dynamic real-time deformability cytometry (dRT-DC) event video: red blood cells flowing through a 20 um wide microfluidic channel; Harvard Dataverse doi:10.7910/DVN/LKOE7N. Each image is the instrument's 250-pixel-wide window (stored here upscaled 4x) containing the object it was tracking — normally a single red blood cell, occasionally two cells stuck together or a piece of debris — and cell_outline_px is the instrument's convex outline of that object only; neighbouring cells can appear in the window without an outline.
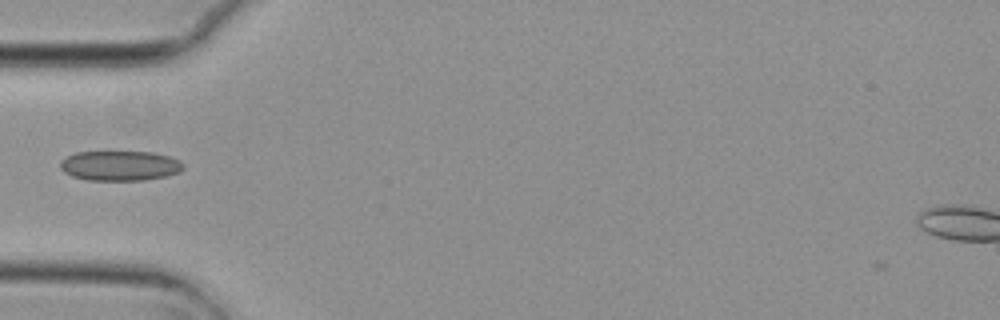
{"species": "common noctule bat (a hibernating species)", "species_latin": "Nyctalus noctula", "temperature_condition": "cold", "stored_images_in_passage": 2, "camera_frame_rate_fps": 3000, "um_per_image_px": 0.085, "animal": {"sex": "female", "body_mass_g": 29.2, "forearm_length_mm": 56.3}, "frame": {"image": 1, "passage_image": 1, "time_ms": 0.0, "image_size_px": [1000, 320], "cell_outline_px": [[184, 168], [180, 172], [164, 176], [144, 180], [88, 180], [72, 176], [64, 172], [60, 168], [60, 160], [76, 152], [152, 152], [168, 156], [180, 160], [184, 164]], "centroid_in_image_um": [10.19, 14.08], "position_along_channel_um": 74.8, "area_um2": 21.44}}
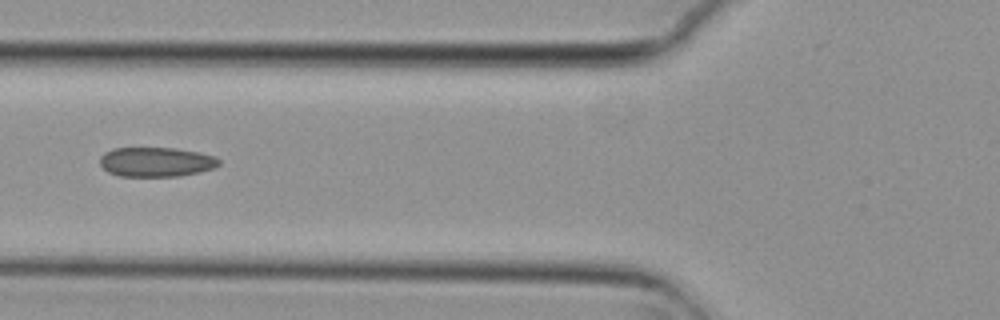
{"frame": {"image": 2, "passage_image": 2, "time_ms": 0.333, "image_size_px": [1000, 320], "cell_outline_px": [[220, 164], [216, 168], [200, 172], [180, 176], [120, 176], [108, 172], [100, 164], [100, 156], [104, 152], [112, 148], [176, 148], [196, 152], [212, 156], [220, 160]], "centroid_in_image_um": [13.26, 13.77], "position_along_channel_um": 112.5, "area_um2": 20.52}}